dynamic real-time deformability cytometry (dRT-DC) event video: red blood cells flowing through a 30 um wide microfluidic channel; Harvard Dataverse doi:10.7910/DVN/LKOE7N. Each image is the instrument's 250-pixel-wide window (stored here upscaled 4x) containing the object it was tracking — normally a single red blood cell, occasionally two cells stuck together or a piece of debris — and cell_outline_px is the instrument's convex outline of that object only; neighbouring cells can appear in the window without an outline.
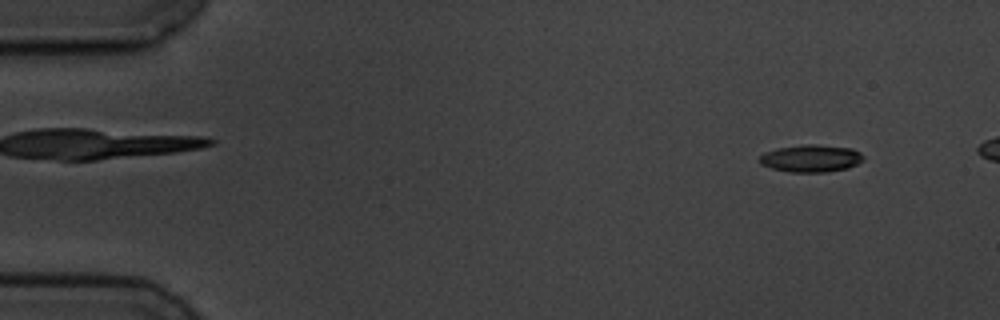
{"species": "common noctule bat (a hibernating species)", "species_latin": "Nyctalus noctula", "temperature_condition": "cold", "stored_images_in_passage": 5, "camera_frame_rate_fps": 3000, "um_per_image_px": 0.085, "animal": {"sex": "male", "body_mass_g": 19.5, "forearm_length_mm": 54.6}, "frame": {"image": 1, "passage_image": 1, "time_ms": 0.0, "image_size_px": [1000, 320], "cell_outline_px": [[864, 160], [848, 168], [824, 172], [788, 172], [772, 168], [760, 164], [756, 160], [764, 152], [776, 148], [804, 144], [816, 144], [852, 148], [860, 152], [864, 156]], "centroid_in_image_um": [68.91, 13.45], "position_along_channel_um": 16.1, "area_um2": 16.76}}